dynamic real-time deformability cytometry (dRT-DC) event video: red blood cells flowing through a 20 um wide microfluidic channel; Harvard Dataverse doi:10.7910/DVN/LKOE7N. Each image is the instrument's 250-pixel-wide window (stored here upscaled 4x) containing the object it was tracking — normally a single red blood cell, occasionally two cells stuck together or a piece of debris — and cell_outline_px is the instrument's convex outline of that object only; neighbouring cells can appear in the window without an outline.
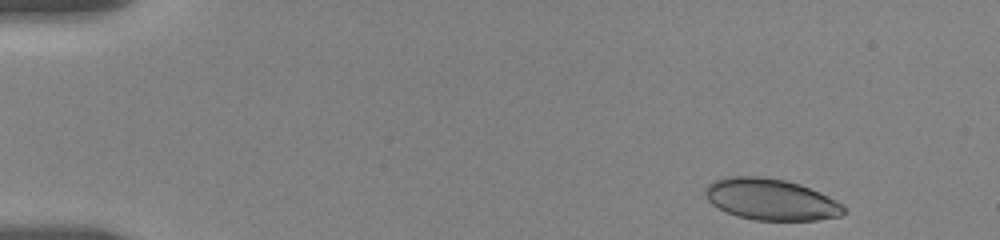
{"species": "human", "species_latin": "Homo sapiens", "temperature_condition": "room temperature", "stored_images_in_passage": 51, "camera_frame_rate_fps": 3000, "um_per_image_px": 0.085, "donor": {"sex": "female"}, "frame": {"image": 1, "passage_image": 2, "time_ms": 0.333, "image_size_px": [1000, 240], "cell_outline_px": [[844, 212], [840, 216], [816, 220], [752, 220], [736, 216], [712, 204], [708, 200], [704, 192], [708, 184], [716, 180], [728, 176], [764, 176], [784, 180], [800, 184], [820, 192], [828, 196], [840, 204], [844, 208]], "centroid_in_image_um": [65.5, 16.94], "position_along_channel_um": 19.5, "area_um2": 33.23}}
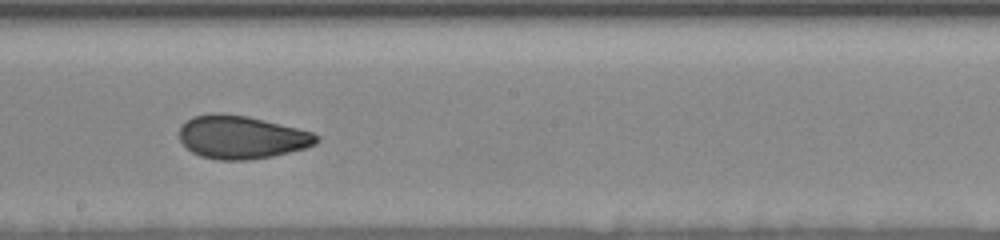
{"frame": {"image": 2, "passage_image": 28, "time_ms": 9.0, "image_size_px": [1000, 240], "cell_outline_px": [[320, 140], [316, 144], [304, 148], [272, 156], [248, 160], [216, 160], [200, 156], [192, 152], [180, 140], [180, 128], [192, 116], [216, 112], [248, 116], [312, 132], [320, 136]], "centroid_in_image_um": [20.53, 11.66], "position_along_channel_um": 227.7, "area_um2": 34.33}}
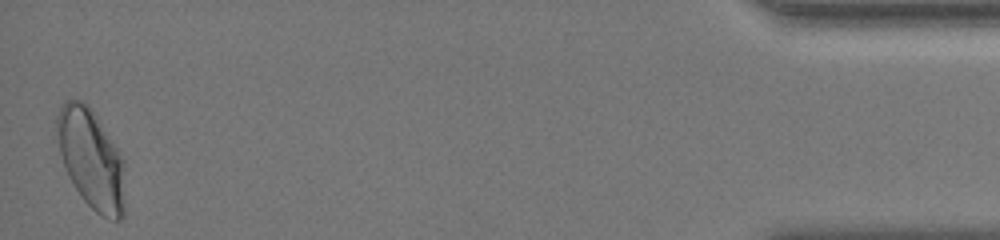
{"frame": {"image": 3, "passage_image": 51, "time_ms": 16.667, "image_size_px": [1000, 240], "cell_outline_px": [[124, 216], [120, 220], [116, 220], [100, 216], [80, 196], [68, 176], [60, 152], [56, 128], [56, 116], [60, 108], [68, 100], [80, 100], [88, 104], [92, 108], [120, 152], [124, 160]], "centroid_in_image_um": [7.77, 13.52], "position_along_channel_um": 427.4, "area_um2": 39.59}, "authors_computed_cell_mechanics": {"area_um2": 34.391, "velocity_mm_per_s": 3.6414, "shape_relaxation_time_tau1_ms": null, "shape_relaxation_time_tau2_ms": 1.2405, "deformation_change_tau1": null, "deformation_change_tau2": 0.0628}}